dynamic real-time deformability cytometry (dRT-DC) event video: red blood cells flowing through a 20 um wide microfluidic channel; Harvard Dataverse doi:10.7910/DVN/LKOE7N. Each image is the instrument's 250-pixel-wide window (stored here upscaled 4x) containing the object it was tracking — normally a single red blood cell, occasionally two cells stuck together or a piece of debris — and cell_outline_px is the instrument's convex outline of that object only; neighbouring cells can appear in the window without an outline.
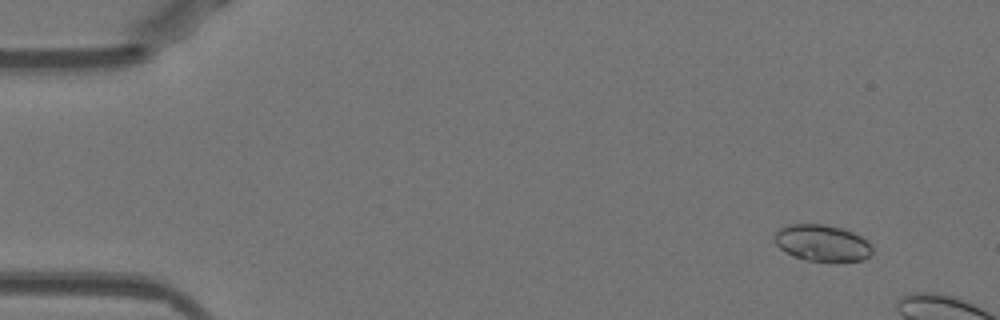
{"species": "Egyptian fruit bat (a non-hibernating species)", "species_latin": "Rousettus aegyptiacus", "temperature_condition": "warm", "stored_images_in_passage": 11, "camera_frame_rate_fps": 3000, "um_per_image_px": 0.085, "animal": {"sex": "female"}, "frame": {"image": 1, "passage_image": 5, "time_ms": 1.333, "image_size_px": [1000, 320], "cell_outline_px": [[872, 252], [864, 260], [808, 260], [792, 256], [780, 248], [776, 244], [772, 236], [780, 228], [788, 224], [824, 224], [840, 228], [852, 232], [868, 240], [872, 248]], "centroid_in_image_um": [69.85, 20.63], "position_along_channel_um": 15.2, "area_um2": 20.58}}